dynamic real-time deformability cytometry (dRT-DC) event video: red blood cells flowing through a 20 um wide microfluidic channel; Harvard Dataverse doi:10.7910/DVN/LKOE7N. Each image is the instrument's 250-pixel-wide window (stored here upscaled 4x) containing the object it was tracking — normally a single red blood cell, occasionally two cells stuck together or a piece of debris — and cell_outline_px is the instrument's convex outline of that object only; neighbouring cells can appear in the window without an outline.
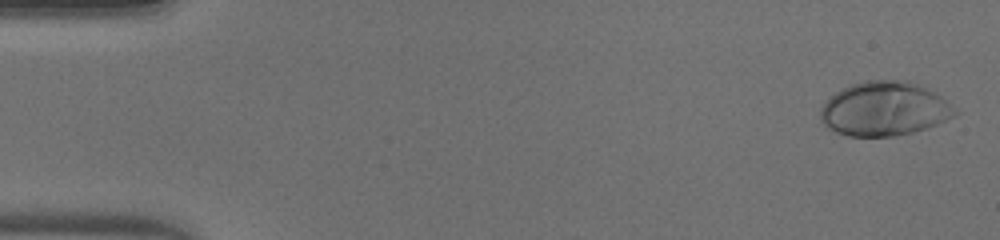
{"species": "human", "species_latin": "Homo sapiens", "temperature_condition": "warm", "stored_images_in_passage": 50, "camera_frame_rate_fps": 3000, "um_per_image_px": 0.085, "donor": {"sex": "male"}, "frame": {"image": 1, "passage_image": 2, "time_ms": 0.333, "image_size_px": [1000, 240], "cell_outline_px": [[960, 112], [956, 116], [928, 128], [896, 136], [848, 136], [836, 132], [828, 128], [820, 120], [820, 108], [836, 92], [852, 84], [864, 80], [908, 80], [920, 84], [936, 92], [956, 108]], "centroid_in_image_um": [75.22, 9.25], "position_along_channel_um": 9.8, "area_um2": 42.77}}
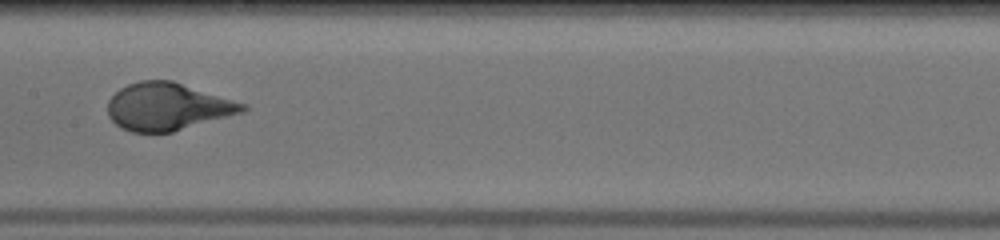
{"frame": {"image": 2, "passage_image": 26, "time_ms": 8.333, "image_size_px": [1000, 240], "cell_outline_px": [[248, 108], [244, 112], [172, 132], [132, 132], [120, 128], [108, 116], [108, 100], [120, 88], [128, 84], [140, 80], [172, 80], [248, 104]], "centroid_in_image_um": [14.26, 9.06], "position_along_channel_um": 193.1, "area_um2": 37.4}}
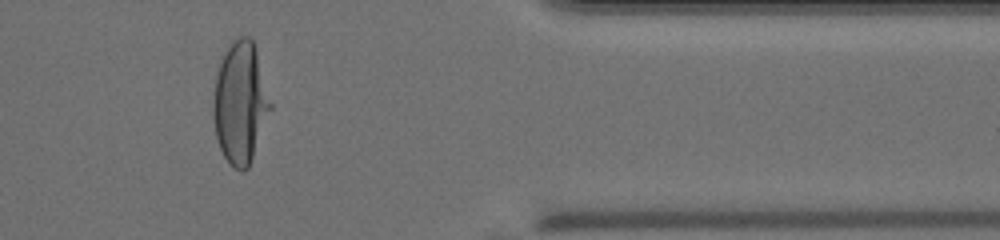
{"frame": {"image": 3, "passage_image": 42, "time_ms": 13.667, "image_size_px": [1000, 240], "cell_outline_px": [[272, 108], [248, 168], [244, 172], [240, 172], [228, 164], [220, 148], [216, 136], [212, 116], [212, 100], [216, 76], [224, 52], [232, 40], [240, 36], [248, 36], [252, 40], [256, 48], [272, 104]], "centroid_in_image_um": [20.42, 8.75], "position_along_channel_um": 391.0, "area_um2": 40.81}}